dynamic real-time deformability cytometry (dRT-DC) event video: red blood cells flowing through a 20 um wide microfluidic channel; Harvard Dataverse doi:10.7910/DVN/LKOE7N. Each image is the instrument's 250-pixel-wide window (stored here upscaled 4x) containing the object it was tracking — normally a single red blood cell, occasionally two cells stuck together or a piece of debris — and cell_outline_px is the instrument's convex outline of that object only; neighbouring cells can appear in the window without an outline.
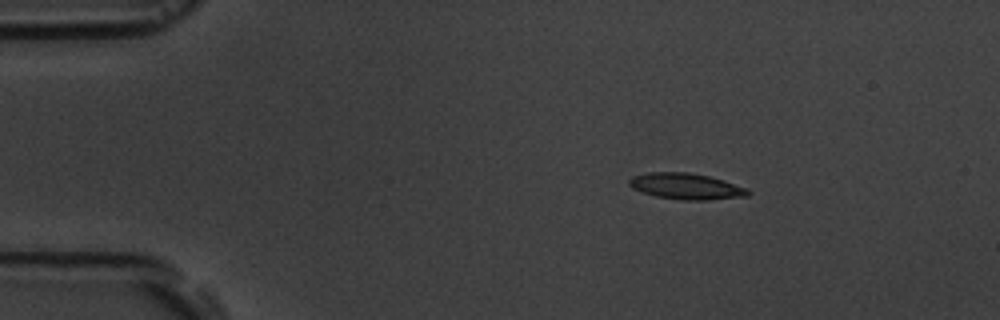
{"species": "common noctule bat (a hibernating species)", "species_latin": "Nyctalus noctula", "temperature_condition": "room temperature", "stored_images_in_passage": 4, "camera_frame_rate_fps": 3000, "um_per_image_px": 0.085, "animal": {"sex": "male", "body_mass_g": 19.5, "forearm_length_mm": 54.6}, "frame": {"image": 1, "passage_image": 2, "time_ms": 1.0, "image_size_px": [1000, 320], "cell_outline_px": [[752, 192], [748, 196], [704, 200], [680, 200], [656, 196], [632, 188], [628, 184], [628, 180], [632, 176], [648, 172], [688, 172], [708, 176], [724, 180], [748, 188]], "centroid_in_image_um": [58.34, 15.83], "position_along_channel_um": 26.7, "area_um2": 18.15}}